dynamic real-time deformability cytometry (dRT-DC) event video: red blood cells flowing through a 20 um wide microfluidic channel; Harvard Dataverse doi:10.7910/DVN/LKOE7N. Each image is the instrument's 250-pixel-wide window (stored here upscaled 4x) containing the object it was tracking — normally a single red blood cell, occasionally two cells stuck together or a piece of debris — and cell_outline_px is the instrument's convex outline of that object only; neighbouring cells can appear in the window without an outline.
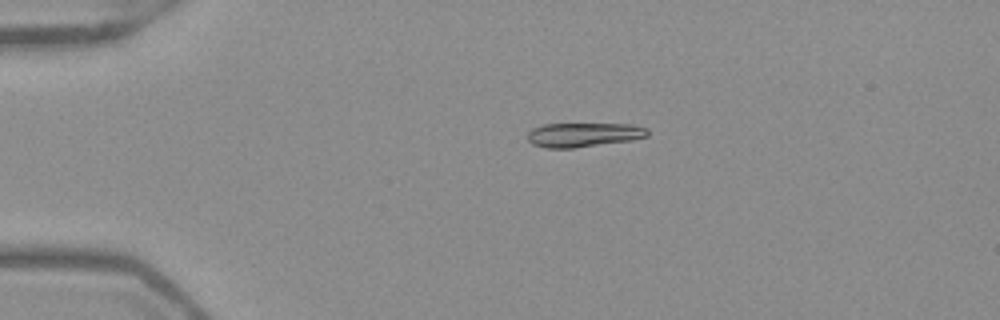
{"species": "Egyptian fruit bat (a non-hibernating species)", "species_latin": "Rousettus aegyptiacus", "temperature_condition": "warm", "stored_images_in_passage": 41, "camera_frame_rate_fps": 3000, "um_per_image_px": 0.085, "frame": {"image": 1, "passage_image": 1, "time_ms": 0.0, "image_size_px": [1000, 320], "cell_outline_px": [[648, 136], [632, 140], [572, 148], [544, 148], [532, 144], [528, 140], [528, 132], [532, 128], [544, 124], [632, 124], [648, 128]], "centroid_in_image_um": [49.6, 11.45], "position_along_channel_um": 35.4, "area_um2": 16.99}}
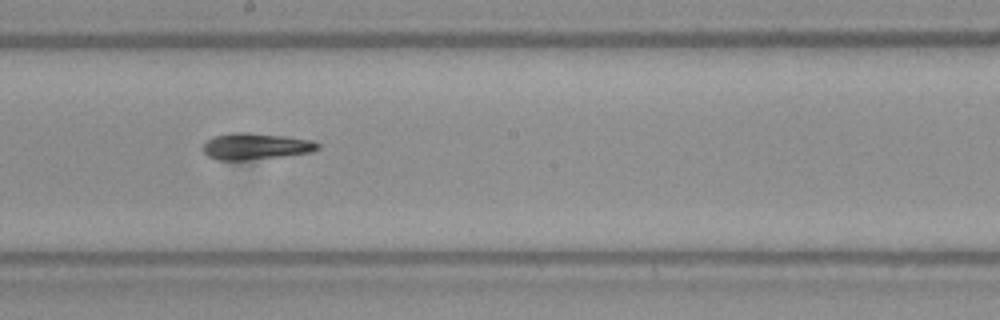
{"frame": {"image": 2, "passage_image": 19, "time_ms": 6.0, "image_size_px": [1000, 320], "cell_outline_px": [[320, 148], [312, 152], [284, 156], [248, 160], [216, 160], [208, 156], [200, 148], [212, 136], [228, 132], [248, 132], [284, 136], [312, 140], [320, 144]], "centroid_in_image_um": [21.7, 12.43], "position_along_channel_um": 226.5, "area_um2": 17.98}}
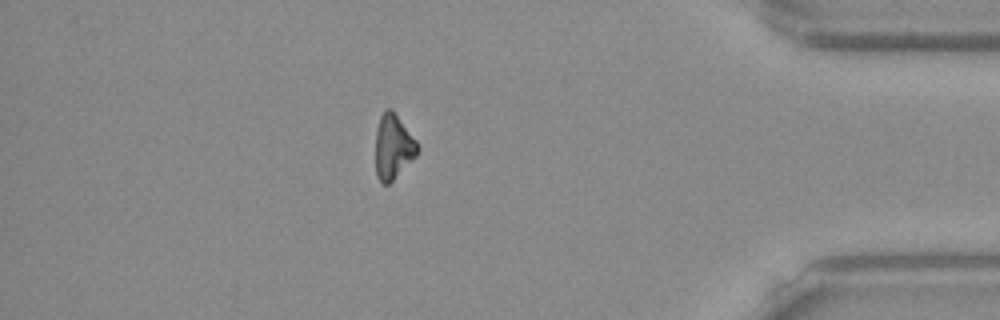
{"frame": {"image": 3, "passage_image": 35, "time_ms": 11.333, "image_size_px": [1000, 320], "cell_outline_px": [[420, 148], [416, 156], [388, 184], [380, 184], [376, 176], [376, 132], [380, 116], [388, 108], [392, 108], [416, 140]], "centroid_in_image_um": [33.42, 12.48], "position_along_channel_um": 401.8, "area_um2": 15.78}, "authors_computed_cell_mechanics": {"area_um2": 17.629, "velocity_mm_per_s": 3.9643, "shape_relaxation_time_tau1_ms": 5.1758, "shape_relaxation_time_tau2_ms": 4.0767, "deformation_change_tau1": 0.1786, "deformation_change_tau2": 0.0989}}